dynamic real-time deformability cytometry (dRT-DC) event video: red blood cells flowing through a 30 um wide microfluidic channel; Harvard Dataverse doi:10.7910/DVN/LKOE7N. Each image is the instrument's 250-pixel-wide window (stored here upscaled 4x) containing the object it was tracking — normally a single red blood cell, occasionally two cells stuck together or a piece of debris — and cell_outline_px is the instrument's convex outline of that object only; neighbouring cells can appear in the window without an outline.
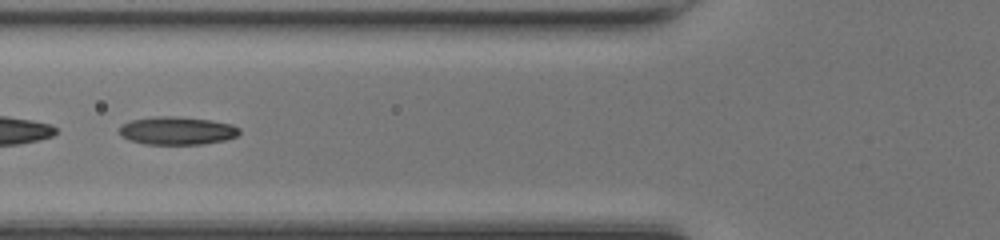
{"species": "common noctule bat (a hibernating species)", "species_latin": "Nyctalus noctula", "temperature_condition": "room temperature", "stored_images_in_passage": 47, "camera_frame_rate_fps": 3000, "um_per_image_px": 0.085, "animal": {"sex": "female", "body_mass_g": 17.0, "forearm_length_mm": 48.0}, "frame": {"image": 1, "passage_image": 18, "time_ms": 5.667, "image_size_px": [1000, 240], "cell_outline_px": [[240, 132], [236, 136], [224, 140], [204, 144], [144, 144], [128, 140], [120, 136], [120, 128], [124, 124], [132, 120], [156, 116], [180, 116], [212, 120], [232, 124], [240, 128]], "centroid_in_image_um": [15.07, 11.1], "position_along_channel_um": 110.7, "area_um2": 19.71}}
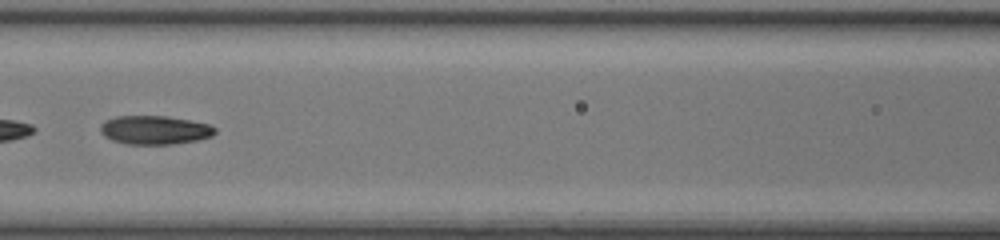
{"frame": {"image": 2, "passage_image": 21, "time_ms": 6.667, "image_size_px": [1000, 240], "cell_outline_px": [[216, 132], [212, 136], [196, 140], [172, 144], [124, 144], [112, 140], [104, 136], [100, 132], [100, 124], [104, 120], [116, 116], [168, 116], [208, 124], [216, 128]], "centroid_in_image_um": [13.11, 11.05], "position_along_channel_um": 153.5, "area_um2": 19.25}}
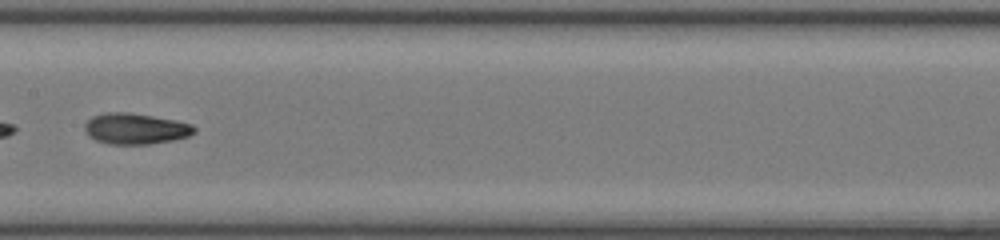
{"frame": {"image": 3, "passage_image": 24, "time_ms": 7.667, "image_size_px": [1000, 240], "cell_outline_px": [[196, 132], [188, 136], [172, 140], [148, 144], [108, 144], [96, 140], [88, 136], [84, 128], [84, 124], [92, 116], [108, 112], [128, 112], [176, 120], [192, 124], [196, 128]], "centroid_in_image_um": [11.51, 10.94], "position_along_channel_um": 195.9, "area_um2": 19.77}, "authors_computed_cell_mechanics": {"area_um2": 19.7098, "velocity_mm_per_s": 4.247, "shape_relaxation_time_tau1_ms": 4.8716, "shape_relaxation_time_tau2_ms": 2.3367, "deformation_change_tau1": 0.1973, "deformation_change_tau2": 0.0821}}